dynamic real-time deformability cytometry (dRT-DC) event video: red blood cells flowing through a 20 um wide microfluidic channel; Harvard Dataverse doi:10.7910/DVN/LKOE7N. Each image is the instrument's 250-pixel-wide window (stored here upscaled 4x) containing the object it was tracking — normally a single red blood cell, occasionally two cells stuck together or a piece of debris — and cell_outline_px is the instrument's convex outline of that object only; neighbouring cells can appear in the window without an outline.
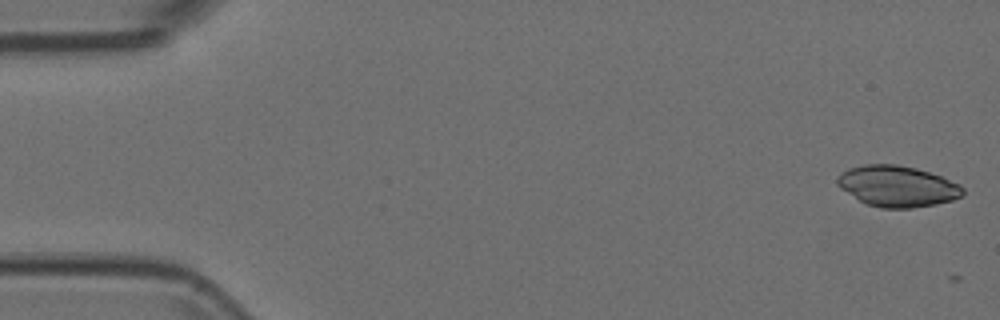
{"species": "Egyptian fruit bat (a non-hibernating species)", "species_latin": "Rousettus aegyptiacus", "temperature_condition": "room temperature", "stored_images_in_passage": 8, "camera_frame_rate_fps": 3000, "um_per_image_px": 0.085, "animal": {"sex": "female"}, "frame": {"image": 1, "passage_image": 1, "time_ms": 0.0, "image_size_px": [1000, 320], "cell_outline_px": [[964, 192], [960, 196], [952, 200], [936, 204], [912, 208], [880, 208], [864, 204], [840, 188], [836, 184], [836, 176], [840, 172], [848, 168], [864, 164], [896, 164], [916, 168], [940, 176], [960, 184], [964, 188]], "centroid_in_image_um": [76.22, 15.83], "position_along_channel_um": 8.8, "area_um2": 30.23}}